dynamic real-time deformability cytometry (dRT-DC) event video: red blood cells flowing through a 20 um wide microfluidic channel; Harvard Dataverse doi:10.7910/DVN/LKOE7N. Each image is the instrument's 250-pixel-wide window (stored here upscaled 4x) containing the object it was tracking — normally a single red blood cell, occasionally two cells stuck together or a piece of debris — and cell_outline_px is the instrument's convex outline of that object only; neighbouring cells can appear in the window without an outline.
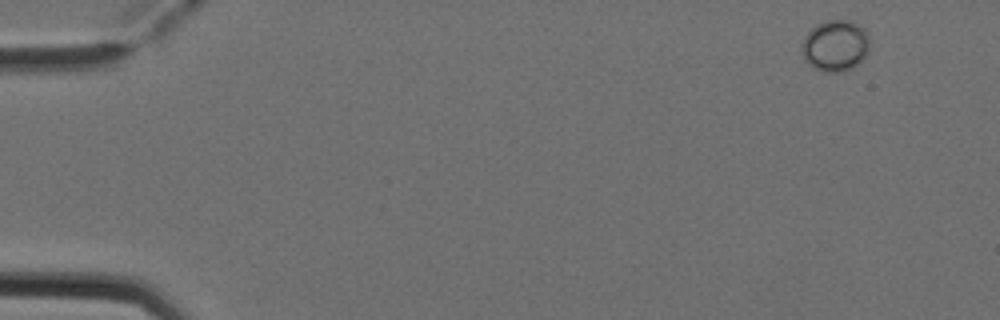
{"species": "Egyptian fruit bat (a non-hibernating species)", "species_latin": "Rousettus aegyptiacus", "temperature_condition": "cold", "stored_images_in_passage": 3, "camera_frame_rate_fps": 3000, "um_per_image_px": 0.085, "animal": {"sex": "female"}, "frame": {"image": 1, "passage_image": 1, "time_ms": 0.0, "image_size_px": [1000, 320], "cell_outline_px": [[868, 52], [852, 68], [844, 72], [820, 72], [808, 64], [804, 60], [800, 48], [800, 44], [804, 36], [816, 24], [824, 20], [852, 20], [860, 24], [868, 32]], "centroid_in_image_um": [70.96, 3.87], "position_along_channel_um": 14.0, "area_um2": 20.75}}